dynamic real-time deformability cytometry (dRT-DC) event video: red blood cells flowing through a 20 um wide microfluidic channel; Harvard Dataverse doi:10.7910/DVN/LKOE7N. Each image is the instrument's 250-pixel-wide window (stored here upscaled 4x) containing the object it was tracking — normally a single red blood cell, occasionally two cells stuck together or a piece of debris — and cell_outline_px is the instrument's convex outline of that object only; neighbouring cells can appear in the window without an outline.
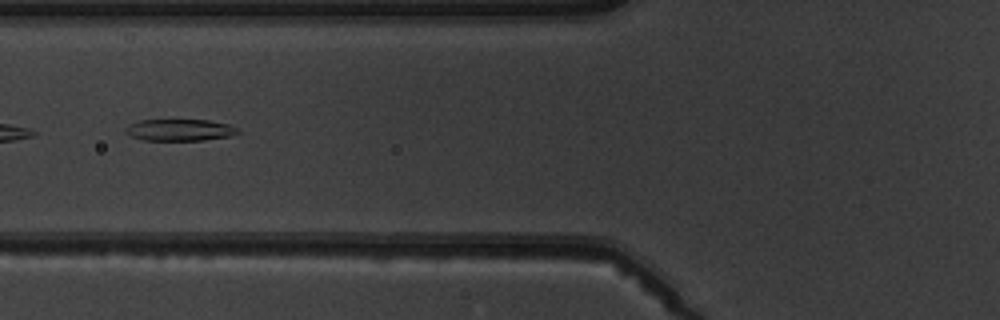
{"species": "common noctule bat (a hibernating species)", "species_latin": "Nyctalus noctula", "temperature_condition": "warm", "stored_images_in_passage": 6, "camera_frame_rate_fps": 3000, "um_per_image_px": 0.085, "animal": {"sex": "male", "body_mass_g": 19.5, "forearm_length_mm": 54.6}, "frame": {"image": 1, "passage_image": 6, "time_ms": 6.0, "image_size_px": [1000, 320], "cell_outline_px": [[240, 132], [228, 136], [204, 140], [144, 140], [132, 136], [124, 132], [124, 128], [128, 124], [140, 120], [208, 120], [228, 124], [236, 128]], "centroid_in_image_um": [15.23, 11.04], "position_along_channel_um": 110.6, "area_um2": 14.1}}